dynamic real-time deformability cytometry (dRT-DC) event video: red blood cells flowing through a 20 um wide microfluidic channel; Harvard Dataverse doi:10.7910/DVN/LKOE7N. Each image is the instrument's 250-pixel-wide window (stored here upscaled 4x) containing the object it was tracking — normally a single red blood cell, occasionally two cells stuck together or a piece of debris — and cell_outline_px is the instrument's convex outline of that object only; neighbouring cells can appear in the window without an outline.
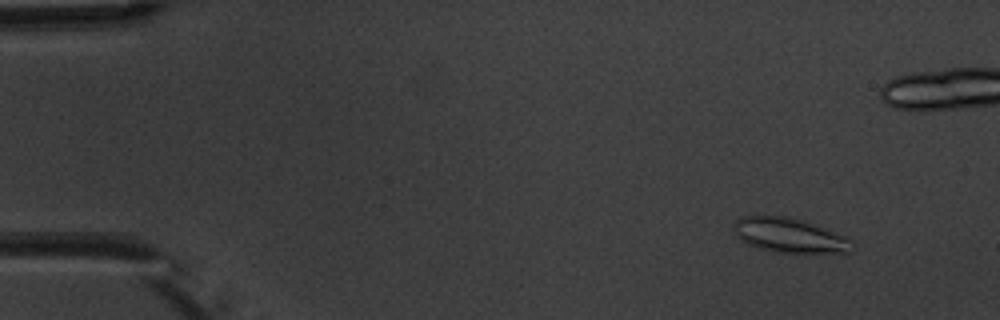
{"species": "common noctule bat (a hibernating species)", "species_latin": "Nyctalus noctula", "temperature_condition": "warm", "stored_images_in_passage": 6, "camera_frame_rate_fps": 3000, "um_per_image_px": 0.085, "animal": {"sex": "male", "body_mass_g": 20.1, "forearm_length_mm": 53.5}, "frame": {"image": 1, "passage_image": 2, "time_ms": 1.0, "image_size_px": [1000, 320], "cell_outline_px": [[856, 248], [852, 252], [776, 252], [756, 248], [740, 240], [736, 236], [732, 228], [736, 220], [744, 216], [788, 216], [800, 220], [844, 236], [852, 240]], "centroid_in_image_um": [67.07, 20.02], "position_along_channel_um": 17.9, "area_um2": 23.58}}